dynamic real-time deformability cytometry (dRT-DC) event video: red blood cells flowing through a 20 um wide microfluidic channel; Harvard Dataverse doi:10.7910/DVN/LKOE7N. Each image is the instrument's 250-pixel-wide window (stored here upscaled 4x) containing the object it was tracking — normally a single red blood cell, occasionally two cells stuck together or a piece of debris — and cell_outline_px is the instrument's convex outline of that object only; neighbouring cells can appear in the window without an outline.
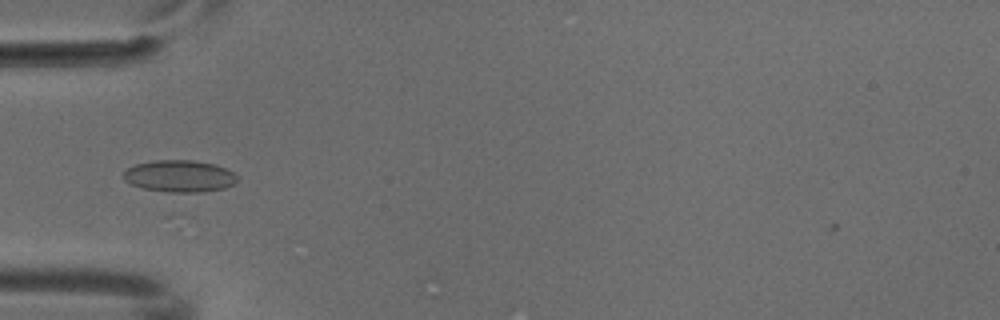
{"species": "common noctule bat (a hibernating species)", "species_latin": "Nyctalus noctula", "temperature_condition": "cold", "stored_images_in_passage": 4, "camera_frame_rate_fps": 3000, "um_per_image_px": 0.085, "animal": {"sex": "male", "body_mass_g": 18.8}, "frame": {"image": 1, "passage_image": 4, "time_ms": 1.0, "image_size_px": [1000, 320], "cell_outline_px": [[236, 184], [224, 188], [200, 192], [172, 192], [144, 188], [132, 184], [124, 180], [124, 172], [128, 168], [136, 164], [156, 160], [192, 160], [216, 164], [232, 172], [236, 176]], "centroid_in_image_um": [15.28, 14.96], "position_along_channel_um": 69.7, "area_um2": 20.92}}